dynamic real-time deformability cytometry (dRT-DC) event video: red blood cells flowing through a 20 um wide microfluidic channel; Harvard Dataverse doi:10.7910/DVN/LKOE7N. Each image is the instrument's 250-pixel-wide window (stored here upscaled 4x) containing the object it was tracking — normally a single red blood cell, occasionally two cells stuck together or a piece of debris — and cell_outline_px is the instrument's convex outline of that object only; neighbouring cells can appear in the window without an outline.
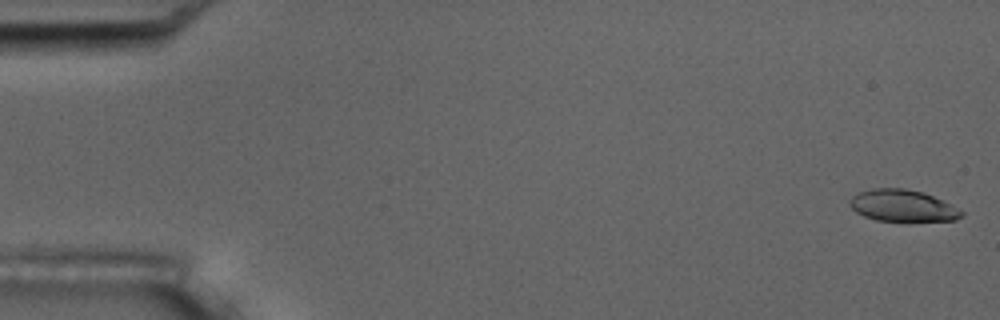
{"species": "common noctule bat (a hibernating species)", "species_latin": "Nyctalus noctula", "temperature_condition": "room temperature", "stored_images_in_passage": 5, "camera_frame_rate_fps": 3000, "um_per_image_px": 0.085, "animal": {"sex": "male", "body_mass_g": 17.5, "forearm_length_mm": 52.3}, "frame": {"image": 1, "passage_image": 1, "time_ms": 0.0, "image_size_px": [1000, 320], "cell_outline_px": [[964, 216], [956, 220], [908, 224], [876, 220], [864, 216], [856, 212], [848, 204], [848, 200], [852, 196], [860, 192], [872, 188], [904, 188], [924, 192], [964, 212]], "centroid_in_image_um": [76.72, 17.54], "position_along_channel_um": 8.3, "area_um2": 21.5}}